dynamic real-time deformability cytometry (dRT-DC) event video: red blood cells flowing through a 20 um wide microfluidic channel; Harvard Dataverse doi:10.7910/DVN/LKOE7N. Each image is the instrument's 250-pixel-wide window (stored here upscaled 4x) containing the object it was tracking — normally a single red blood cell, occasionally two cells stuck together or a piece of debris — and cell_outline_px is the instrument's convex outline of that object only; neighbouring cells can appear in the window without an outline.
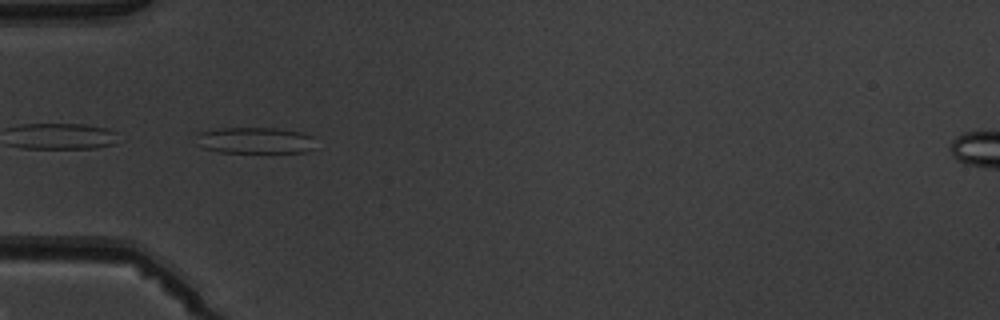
{"species": "common noctule bat (a hibernating species)", "species_latin": "Nyctalus noctula", "temperature_condition": "warm", "stored_images_in_passage": 7, "camera_frame_rate_fps": 3000, "um_per_image_px": 0.085, "animal": {"sex": "male", "body_mass_g": 19.5, "forearm_length_mm": 54.6}, "frame": {"image": 1, "passage_image": 4, "time_ms": 3.667, "image_size_px": [1000, 320], "cell_outline_px": [[312, 148], [304, 152], [220, 152], [204, 148], [196, 144], [196, 132], [220, 128], [276, 128], [300, 132], [312, 136]], "centroid_in_image_um": [21.59, 11.92], "position_along_channel_um": 63.4, "area_um2": 18.21}}
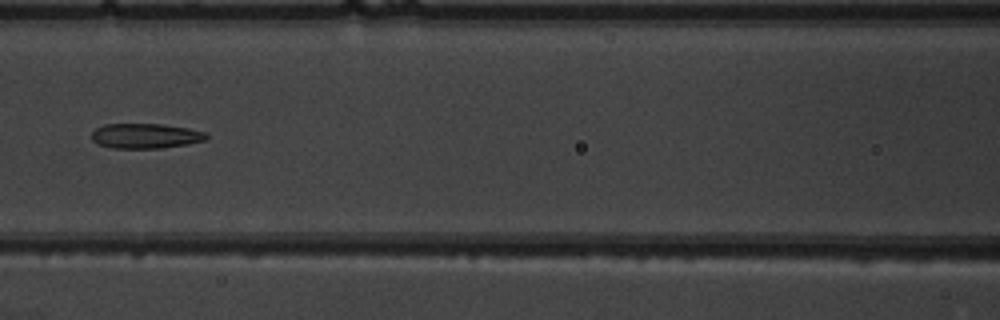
{"frame": {"image": 2, "passage_image": 6, "time_ms": 6.0, "image_size_px": [1000, 320], "cell_outline_px": [[208, 136], [204, 140], [188, 144], [160, 148], [112, 148], [100, 144], [92, 140], [92, 132], [96, 128], [104, 124], [164, 124], [188, 128], [204, 132]], "centroid_in_image_um": [12.36, 11.55], "position_along_channel_um": 154.2, "area_um2": 16.59}}
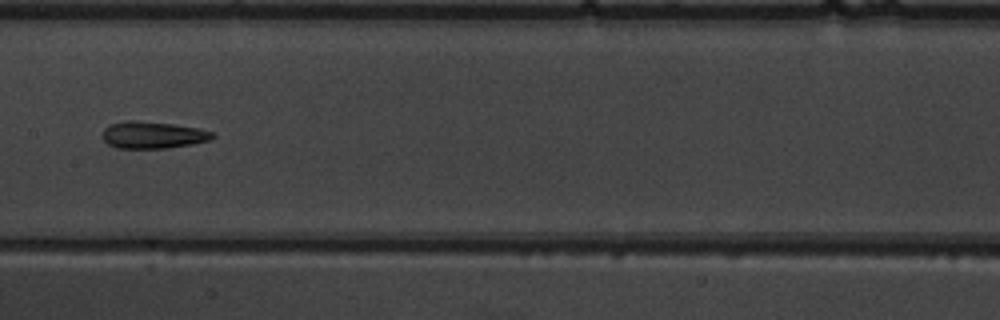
{"frame": {"image": 3, "passage_image": 7, "time_ms": 7.0, "image_size_px": [1000, 320], "cell_outline_px": [[216, 136], [212, 140], [192, 144], [168, 148], [116, 148], [108, 144], [104, 140], [104, 128], [108, 124], [128, 120], [136, 120], [172, 124], [196, 128], [212, 132]], "centroid_in_image_um": [12.99, 11.47], "position_along_channel_um": 194.4, "area_um2": 17.28}}